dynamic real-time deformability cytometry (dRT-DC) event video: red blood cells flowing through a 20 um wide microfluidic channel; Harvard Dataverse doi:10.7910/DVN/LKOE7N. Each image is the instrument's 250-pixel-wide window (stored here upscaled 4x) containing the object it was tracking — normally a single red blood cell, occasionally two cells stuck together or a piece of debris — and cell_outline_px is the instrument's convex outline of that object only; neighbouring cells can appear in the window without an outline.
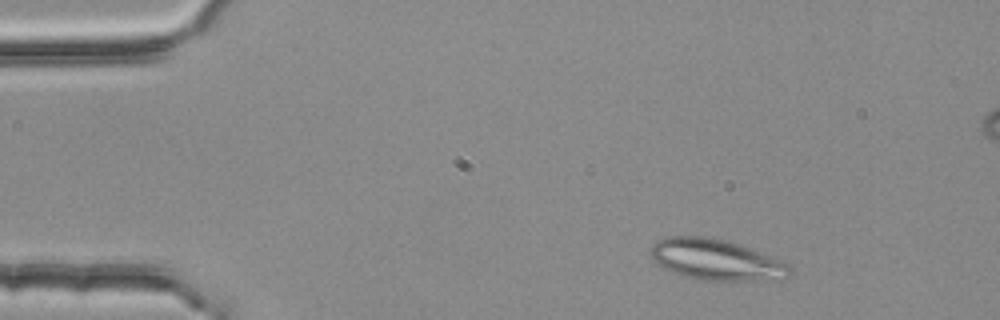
{"species": "common noctule bat (a hibernating species)", "species_latin": "Nyctalus noctula", "temperature_condition": "room temperature", "stored_images_in_passage": 4, "camera_frame_rate_fps": 3000, "um_per_image_px": 0.085, "animal": {"sex": "female", "body_mass_g": 25.1}, "frame": {"image": 1, "passage_image": 1, "time_ms": 0.0, "image_size_px": [1000, 320], "cell_outline_px": [[792, 272], [784, 280], [700, 280], [684, 276], [672, 272], [656, 264], [652, 256], [652, 244], [656, 240], [664, 236], [704, 236], [740, 244], [784, 260], [788, 264]], "centroid_in_image_um": [60.9, 22.08], "position_along_channel_um": 24.1, "area_um2": 33.47}}